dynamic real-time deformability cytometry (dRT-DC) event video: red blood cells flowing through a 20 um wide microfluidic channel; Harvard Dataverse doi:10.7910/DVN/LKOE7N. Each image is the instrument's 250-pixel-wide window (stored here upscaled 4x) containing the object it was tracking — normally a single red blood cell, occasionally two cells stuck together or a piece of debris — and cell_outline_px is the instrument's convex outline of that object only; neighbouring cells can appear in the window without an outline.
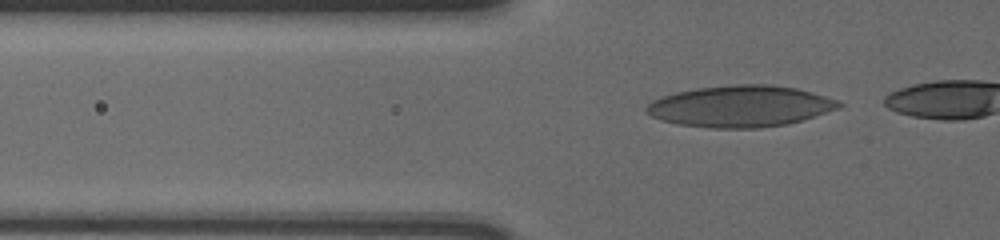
{"species": "human", "species_latin": "Homo sapiens", "temperature_condition": "cold", "stored_images_in_passage": 22, "camera_frame_rate_fps": 3000, "um_per_image_px": 0.085, "donor": {"sex": "male"}, "frame": {"image": 1, "passage_image": 18, "time_ms": 5.667, "image_size_px": [1000, 240], "cell_outline_px": [[844, 104], [840, 108], [788, 124], [756, 128], [712, 128], [680, 124], [660, 120], [652, 116], [644, 108], [652, 100], [676, 92], [696, 88], [732, 84], [772, 84], [796, 88], [840, 100]], "centroid_in_image_um": [62.96, 9.02], "position_along_channel_um": 62.8, "area_um2": 46.47}}